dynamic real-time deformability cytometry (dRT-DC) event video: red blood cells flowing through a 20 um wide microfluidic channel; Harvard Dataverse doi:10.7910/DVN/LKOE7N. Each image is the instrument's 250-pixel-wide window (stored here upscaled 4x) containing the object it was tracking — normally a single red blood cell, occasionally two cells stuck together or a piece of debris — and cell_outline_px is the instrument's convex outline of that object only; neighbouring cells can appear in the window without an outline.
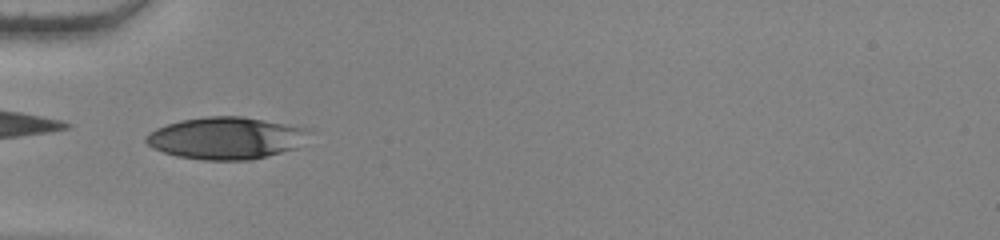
{"species": "human", "species_latin": "Homo sapiens", "temperature_condition": "warm", "stored_images_in_passage": 13, "camera_frame_rate_fps": 3000, "um_per_image_px": 0.085, "donor": {"sex": "female"}, "frame": {"image": 1, "passage_image": 1, "time_ms": 0.0, "image_size_px": [1000, 240], "cell_outline_px": [[312, 132], [296, 148], [252, 160], [204, 160], [176, 156], [152, 148], [144, 140], [144, 136], [156, 128], [180, 120], [208, 116], [240, 116], [300, 128]], "centroid_in_image_um": [19.13, 11.75], "position_along_channel_um": 65.9, "area_um2": 39.48}}
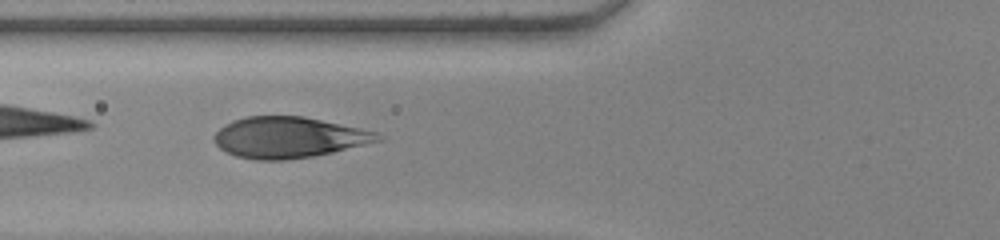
{"frame": {"image": 2, "passage_image": 4, "time_ms": 1.0, "image_size_px": [1000, 240], "cell_outline_px": [[384, 140], [332, 152], [312, 156], [284, 160], [256, 160], [236, 156], [220, 148], [216, 144], [212, 136], [220, 128], [232, 120], [248, 116], [300, 116], [320, 120], [376, 132]], "centroid_in_image_um": [24.49, 11.68], "position_along_channel_um": 101.3, "area_um2": 38.61}}
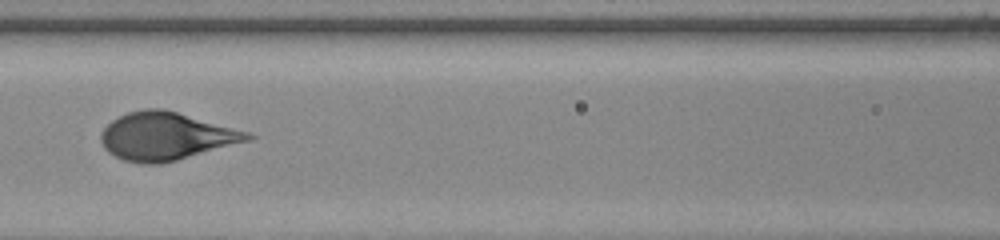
{"frame": {"image": 3, "passage_image": 8, "time_ms": 2.333, "image_size_px": [1000, 240], "cell_outline_px": [[256, 136], [252, 140], [176, 160], [160, 164], [140, 164], [124, 160], [108, 152], [104, 148], [100, 140], [100, 136], [104, 128], [112, 120], [128, 112], [148, 108], [160, 108], [176, 112], [248, 132]], "centroid_in_image_um": [14.09, 11.59], "position_along_channel_um": 152.5, "area_um2": 40.46}}